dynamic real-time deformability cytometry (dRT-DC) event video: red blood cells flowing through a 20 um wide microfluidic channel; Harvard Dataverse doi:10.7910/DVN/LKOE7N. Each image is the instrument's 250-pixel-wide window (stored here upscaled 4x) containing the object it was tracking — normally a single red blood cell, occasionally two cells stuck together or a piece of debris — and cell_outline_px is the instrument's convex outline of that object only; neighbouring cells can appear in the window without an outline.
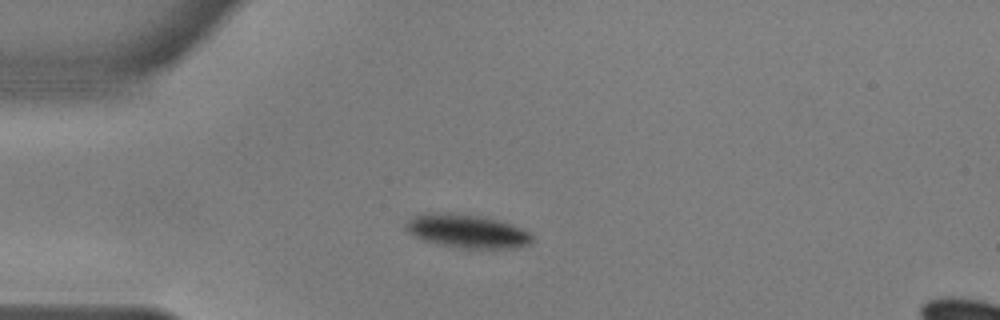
{"species": "common noctule bat (a hibernating species)", "species_latin": "Nyctalus noctula", "temperature_condition": "warm", "stored_images_in_passage": 42, "camera_frame_rate_fps": 3000, "um_per_image_px": 0.085, "animal": {"sex": "male", "body_mass_g": 17.9, "forearm_length_mm": 54.2}, "frame": {"image": 1, "passage_image": 1, "time_ms": 0.0, "image_size_px": [1000, 320], "cell_outline_px": [[532, 244], [516, 248], [460, 248], [420, 240], [408, 232], [404, 228], [404, 224], [412, 216], [424, 212], [452, 212], [480, 216], [512, 224], [528, 232], [532, 236]], "centroid_in_image_um": [39.64, 19.64], "position_along_channel_um": 45.4, "area_um2": 24.97}}
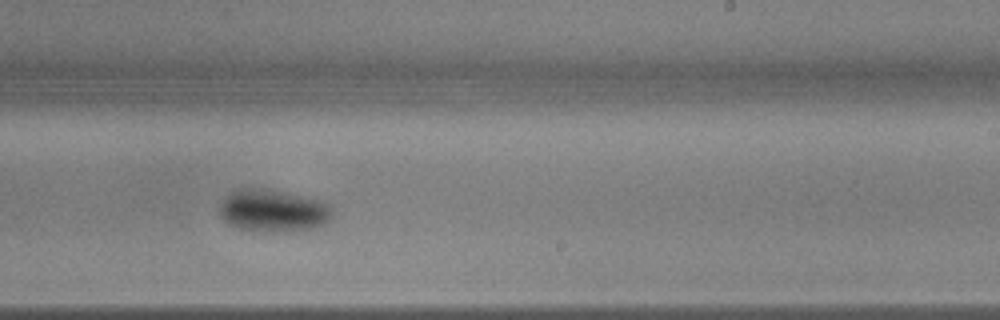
{"frame": {"image": 2, "passage_image": 21, "time_ms": 6.667, "image_size_px": [1000, 320], "cell_outline_px": [[332, 216], [328, 220], [320, 224], [308, 228], [240, 228], [228, 224], [220, 216], [220, 204], [228, 192], [236, 188], [264, 188], [284, 192], [320, 200], [328, 204], [332, 208]], "centroid_in_image_um": [23.14, 17.81], "position_along_channel_um": 265.9, "area_um2": 26.53}}
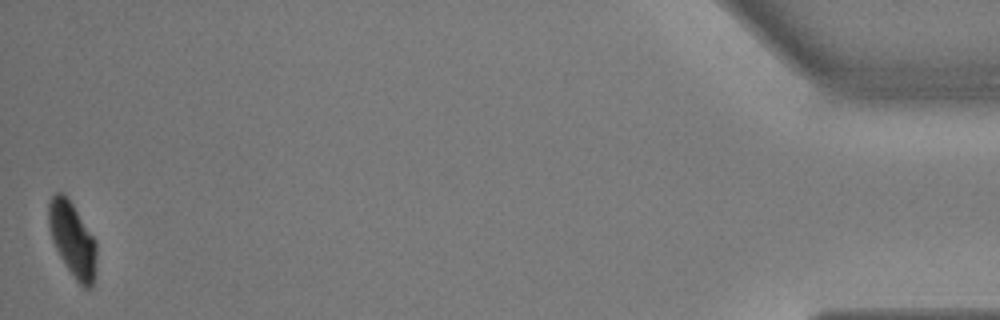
{"frame": {"image": 3, "passage_image": 42, "time_ms": 13.667, "image_size_px": [1000, 320], "cell_outline_px": [[96, 264], [92, 288], [84, 288], [76, 280], [60, 256], [52, 240], [48, 228], [48, 204], [52, 196], [56, 192], [60, 192], [72, 204], [96, 240]], "centroid_in_image_um": [6.16, 20.37], "position_along_channel_um": 429.0, "area_um2": 20.52}, "authors_computed_cell_mechanics": {"area_um2": 26.2412, "velocity_mm_per_s": 3.6079, "shape_relaxation_time_tau1_ms": 6.4628, "shape_relaxation_time_tau2_ms": 6.3368, "deformation_change_tau1": 0.1682, "deformation_change_tau2": 0.0472}}